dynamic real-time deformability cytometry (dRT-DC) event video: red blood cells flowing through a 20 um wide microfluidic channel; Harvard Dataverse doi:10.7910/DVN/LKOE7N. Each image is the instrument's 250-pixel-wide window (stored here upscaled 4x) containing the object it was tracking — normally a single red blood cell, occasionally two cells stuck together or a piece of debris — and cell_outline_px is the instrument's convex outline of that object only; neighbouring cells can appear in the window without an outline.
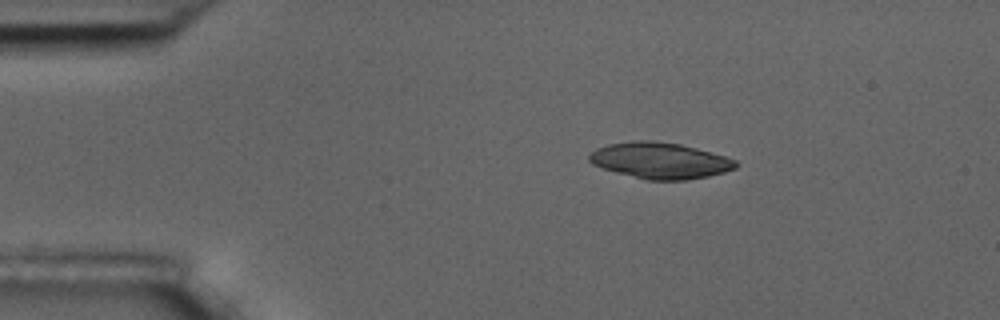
{"species": "common noctule bat (a hibernating species)", "species_latin": "Nyctalus noctula", "temperature_condition": "room temperature", "stored_images_in_passage": 4, "camera_frame_rate_fps": 3000, "um_per_image_px": 0.085, "animal": {"sex": "male", "body_mass_g": 17.5, "forearm_length_mm": 52.3}, "frame": {"image": 1, "passage_image": 1, "time_ms": 0.0, "image_size_px": [1000, 320], "cell_outline_px": [[740, 164], [736, 168], [724, 172], [708, 176], [688, 180], [648, 180], [616, 172], [592, 164], [588, 160], [588, 156], [596, 148], [608, 144], [632, 140], [652, 140], [680, 144], [696, 148], [724, 156], [736, 160]], "centroid_in_image_um": [56.11, 13.64], "position_along_channel_um": 28.9, "area_um2": 30.87}}